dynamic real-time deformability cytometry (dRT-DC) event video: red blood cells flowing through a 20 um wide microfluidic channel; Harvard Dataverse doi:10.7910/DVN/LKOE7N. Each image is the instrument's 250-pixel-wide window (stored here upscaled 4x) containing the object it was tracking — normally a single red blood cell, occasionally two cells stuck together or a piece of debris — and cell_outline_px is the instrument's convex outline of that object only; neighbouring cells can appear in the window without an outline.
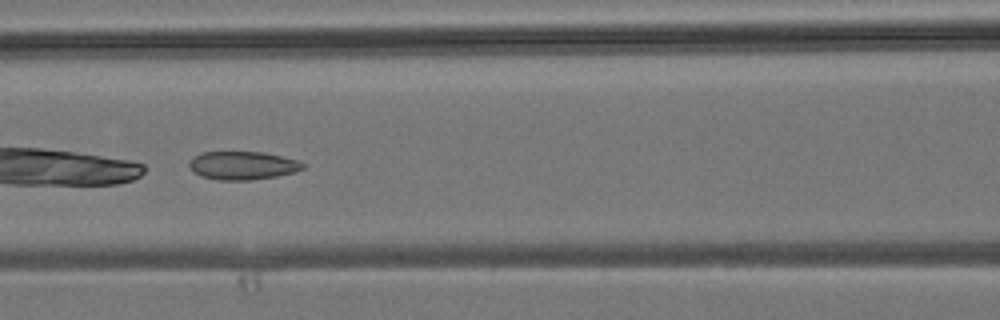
{"species": "common noctule bat (a hibernating species)", "species_latin": "Nyctalus noctula", "temperature_condition": "room temperature", "stored_images_in_passage": 41, "camera_frame_rate_fps": 3000, "um_per_image_px": 0.085, "animal": {"sex": "male", "body_mass_g": 19.2, "forearm_length_mm": 51.8}, "frame": {"image": 1, "passage_image": 18, "time_ms": 5.667, "image_size_px": [1000, 320], "cell_outline_px": [[304, 168], [296, 172], [276, 176], [248, 180], [216, 180], [200, 176], [192, 172], [188, 164], [196, 156], [204, 152], [264, 152], [296, 160], [304, 164]], "centroid_in_image_um": [20.61, 14.08], "position_along_channel_um": 146.0, "area_um2": 18.61}}
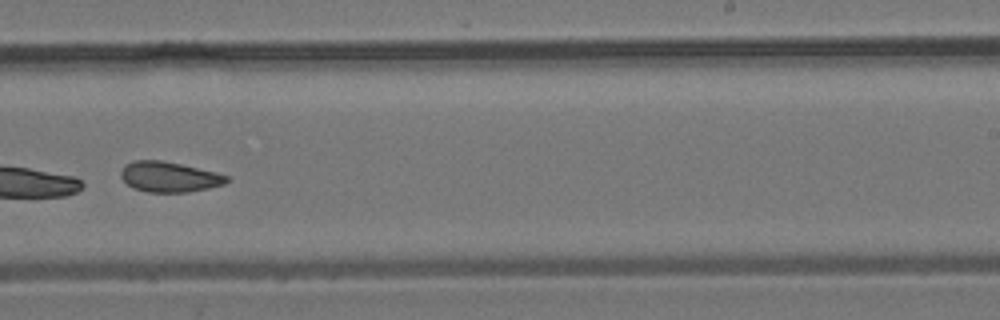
{"frame": {"image": 2, "passage_image": 26, "time_ms": 8.333, "image_size_px": [1000, 320], "cell_outline_px": [[232, 180], [224, 184], [208, 188], [188, 192], [148, 192], [132, 188], [120, 176], [120, 172], [124, 164], [132, 160], [160, 160], [180, 164], [216, 172], [228, 176]], "centroid_in_image_um": [14.37, 15.03], "position_along_channel_um": 274.6, "area_um2": 18.79}}
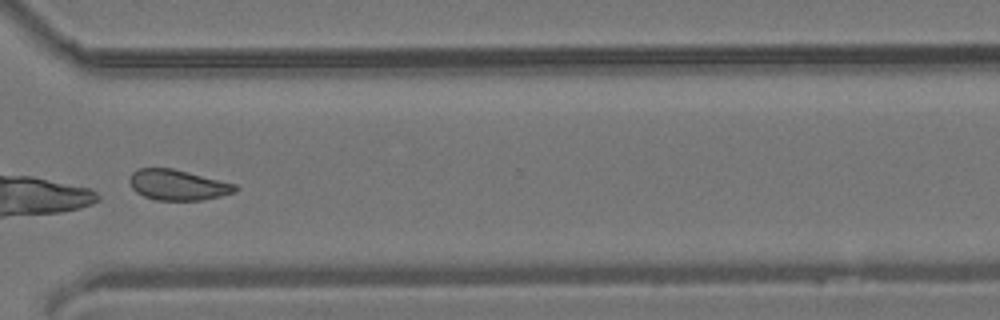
{"frame": {"image": 3, "passage_image": 31, "time_ms": 10.0, "image_size_px": [1000, 320], "cell_outline_px": [[240, 188], [236, 192], [204, 200], [156, 200], [144, 196], [136, 192], [132, 188], [128, 180], [132, 172], [140, 168], [172, 168], [236, 184]], "centroid_in_image_um": [15.12, 15.72], "position_along_channel_um": 355.5, "area_um2": 18.84}}